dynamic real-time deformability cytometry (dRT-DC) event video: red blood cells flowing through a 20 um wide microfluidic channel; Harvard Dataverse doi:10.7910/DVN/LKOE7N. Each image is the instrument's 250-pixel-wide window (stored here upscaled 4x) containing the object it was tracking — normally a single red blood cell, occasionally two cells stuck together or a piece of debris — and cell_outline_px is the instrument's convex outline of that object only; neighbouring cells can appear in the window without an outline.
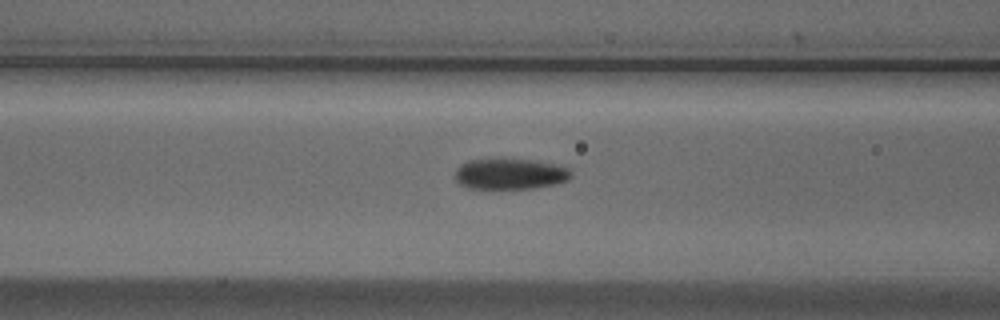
{"species": "Egyptian fruit bat (a non-hibernating species)", "species_latin": "Rousettus aegyptiacus", "temperature_condition": "cold", "stored_images_in_passage": 12, "camera_frame_rate_fps": 3000, "um_per_image_px": 0.085, "animal": {"sex": "male"}, "frame": {"image": 1, "passage_image": 10, "time_ms": 3.0, "image_size_px": [1000, 320], "cell_outline_px": [[572, 176], [568, 180], [556, 184], [536, 188], [468, 188], [460, 184], [452, 176], [456, 168], [460, 164], [468, 160], [500, 156], [532, 160], [556, 164], [568, 168], [572, 172]], "centroid_in_image_um": [43.31, 14.74], "position_along_channel_um": 123.3, "area_um2": 21.73}}